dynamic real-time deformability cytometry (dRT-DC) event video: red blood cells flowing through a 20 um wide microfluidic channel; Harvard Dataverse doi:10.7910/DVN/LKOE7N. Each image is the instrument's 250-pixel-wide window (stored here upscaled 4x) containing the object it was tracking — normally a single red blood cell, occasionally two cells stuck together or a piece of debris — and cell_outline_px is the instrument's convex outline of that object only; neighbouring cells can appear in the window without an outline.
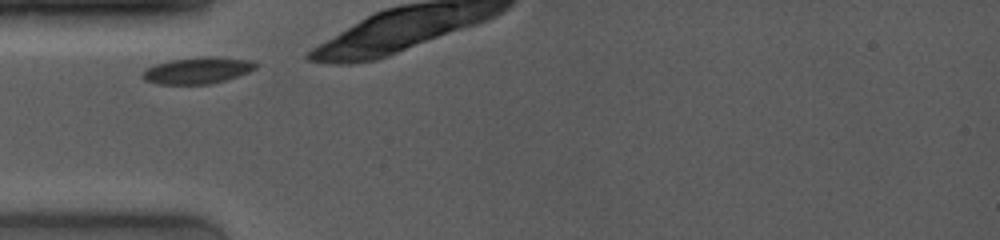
{"species": "common noctule bat (a hibernating species)", "species_latin": "Nyctalus noctula", "temperature_condition": "room temperature", "stored_images_in_passage": 6, "camera_frame_rate_fps": 4000, "um_per_image_px": 0.085, "animal": {"sex": "female", "body_mass_g": 19.0, "forearm_length_mm": 53.3}, "frame": {"image": 1, "passage_image": 1, "time_ms": 0.0, "image_size_px": [1000, 240], "cell_outline_px": [[256, 68], [248, 72], [224, 80], [208, 84], [160, 84], [144, 80], [140, 76], [144, 68], [156, 64], [172, 60], [200, 56], [208, 56], [252, 60], [256, 64]], "centroid_in_image_um": [16.74, 5.98], "position_along_channel_um": 68.3, "area_um2": 17.4}}